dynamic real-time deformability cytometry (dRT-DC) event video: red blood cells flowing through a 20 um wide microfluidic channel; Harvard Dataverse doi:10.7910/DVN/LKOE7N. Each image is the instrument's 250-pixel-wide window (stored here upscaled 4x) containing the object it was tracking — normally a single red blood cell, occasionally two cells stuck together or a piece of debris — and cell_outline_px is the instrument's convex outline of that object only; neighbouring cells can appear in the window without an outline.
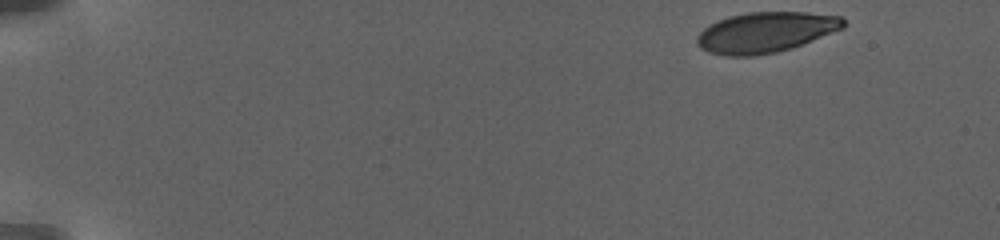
{"species": "human", "species_latin": "Homo sapiens", "temperature_condition": "warm", "stored_images_in_passage": 39, "camera_frame_rate_fps": 3000, "um_per_image_px": 0.085, "donor": {"sex": "female"}, "frame": {"image": 1, "passage_image": 1, "time_ms": 0.0, "image_size_px": [1000, 240], "cell_outline_px": [[844, 28], [792, 48], [776, 52], [752, 56], [728, 56], [708, 52], [700, 48], [696, 44], [696, 36], [704, 28], [728, 16], [748, 12], [804, 12], [840, 16], [844, 20]], "centroid_in_image_um": [65.05, 2.75], "position_along_channel_um": 19.9, "area_um2": 34.45}}
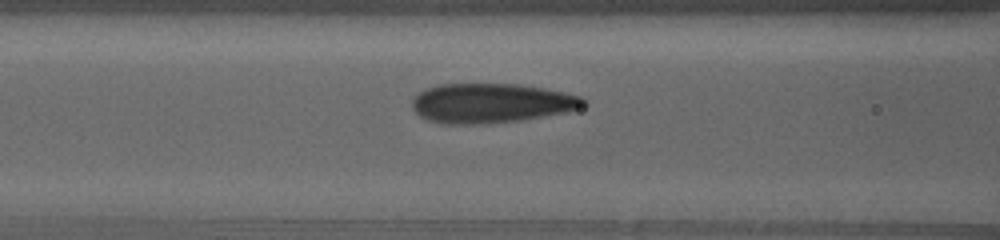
{"frame": {"image": 2, "passage_image": 18, "time_ms": 8.667, "image_size_px": [1000, 240], "cell_outline_px": [[588, 104], [564, 112], [520, 120], [484, 124], [440, 124], [428, 120], [420, 116], [412, 108], [412, 100], [424, 88], [440, 84], [520, 84], [544, 88], [584, 96]], "centroid_in_image_um": [41.73, 8.76], "position_along_channel_um": 124.9, "area_um2": 39.59}}
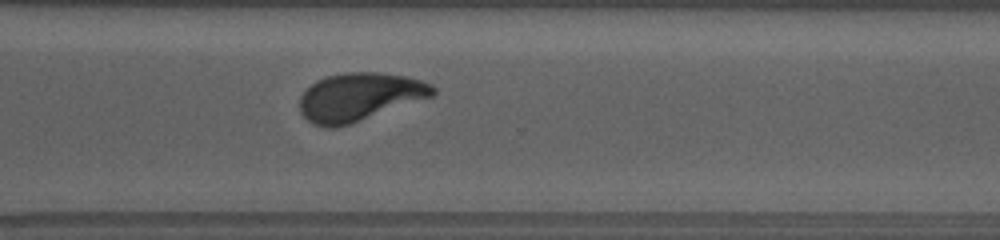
{"frame": {"image": 3, "passage_image": 33, "time_ms": 16.333, "image_size_px": [1000, 240], "cell_outline_px": [[436, 92], [432, 96], [336, 128], [328, 128], [312, 124], [300, 112], [300, 96], [316, 80], [328, 76], [344, 72], [376, 72], [408, 76], [432, 84], [436, 88]], "centroid_in_image_um": [30.54, 8.22], "position_along_channel_um": 340.1, "area_um2": 36.99}, "authors_computed_cell_mechanics": {"area_um2": 37.281, "velocity_mm_per_s": 2.8078, "shape_relaxation_time_tau1_ms": 6.4214, "shape_relaxation_time_tau2_ms": null, "deformation_change_tau1": 0.1943, "deformation_change_tau2": null}}